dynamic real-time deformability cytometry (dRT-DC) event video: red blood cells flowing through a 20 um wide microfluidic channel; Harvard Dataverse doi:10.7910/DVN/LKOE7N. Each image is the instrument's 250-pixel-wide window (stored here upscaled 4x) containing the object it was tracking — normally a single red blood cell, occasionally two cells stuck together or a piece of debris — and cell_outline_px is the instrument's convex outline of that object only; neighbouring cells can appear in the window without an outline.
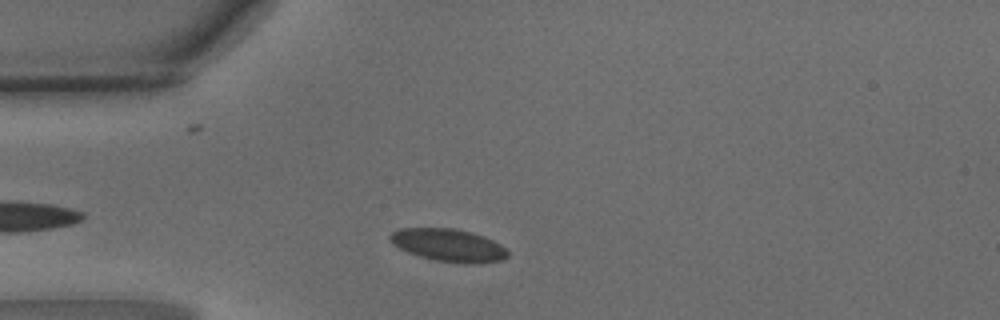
{"species": "common noctule bat (a hibernating species)", "species_latin": "Nyctalus noctula", "temperature_condition": "warm", "stored_images_in_passage": 30, "camera_frame_rate_fps": 3000, "um_per_image_px": 0.085, "animal": {"sex": "male", "body_mass_g": 15.6}, "frame": {"image": 1, "passage_image": 5, "time_ms": 1.333, "image_size_px": [1000, 320], "cell_outline_px": [[508, 256], [504, 260], [472, 264], [432, 260], [408, 252], [392, 244], [388, 240], [388, 236], [392, 232], [400, 228], [452, 228], [472, 232], [484, 236], [500, 244], [508, 252]], "centroid_in_image_um": [38.11, 20.84], "position_along_channel_um": 46.9, "area_um2": 22.48}}
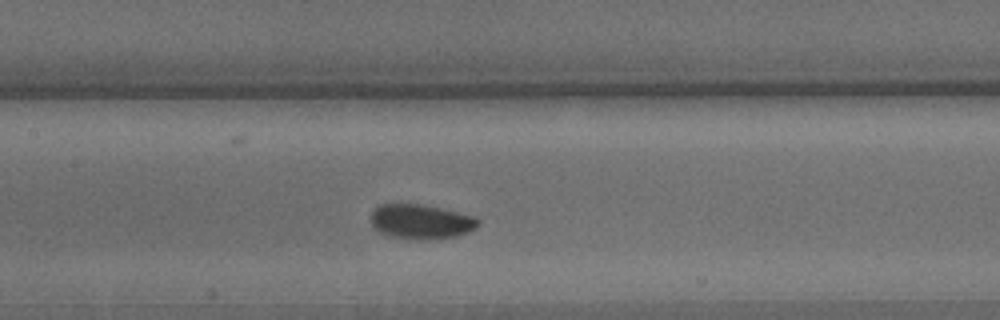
{"frame": {"image": 2, "passage_image": 15, "time_ms": 4.667, "image_size_px": [1000, 320], "cell_outline_px": [[480, 224], [476, 228], [468, 232], [456, 236], [428, 240], [416, 240], [392, 236], [380, 232], [372, 224], [372, 212], [380, 204], [424, 204], [472, 216], [480, 220]], "centroid_in_image_um": [35.81, 18.84], "position_along_channel_um": 171.6, "area_um2": 21.5}}
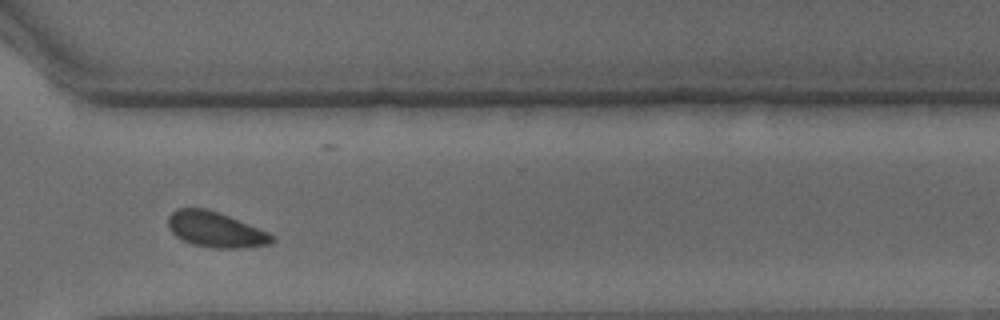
{"frame": {"image": 3, "passage_image": 28, "time_ms": 9.0, "image_size_px": [1000, 320], "cell_outline_px": [[276, 240], [272, 244], [244, 248], [212, 248], [192, 244], [176, 236], [168, 228], [168, 216], [176, 208], [204, 208], [228, 216], [268, 232], [276, 236]], "centroid_in_image_um": [18.34, 19.53], "position_along_channel_um": 352.3, "area_um2": 21.44}, "authors_computed_cell_mechanics": {"area_um2": 21.6172, "velocity_mm_per_s": 4.1697, "shape_relaxation_time_tau1_ms": 2.0643, "shape_relaxation_time_tau2_ms": null, "deformation_change_tau1": 0.0648, "deformation_change_tau2": null}}